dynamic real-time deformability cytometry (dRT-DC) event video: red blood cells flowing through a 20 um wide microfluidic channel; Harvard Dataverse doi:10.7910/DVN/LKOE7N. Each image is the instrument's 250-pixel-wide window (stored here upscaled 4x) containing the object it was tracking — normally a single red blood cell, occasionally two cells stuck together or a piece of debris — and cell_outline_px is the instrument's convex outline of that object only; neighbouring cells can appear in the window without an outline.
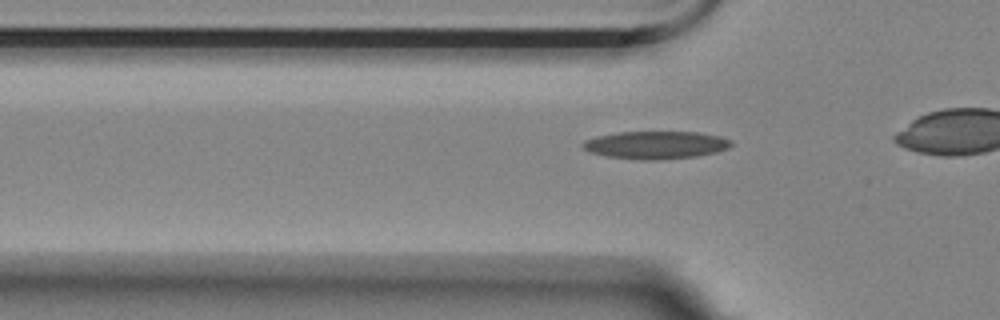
{"species": "Egyptian fruit bat (a non-hibernating species)", "species_latin": "Rousettus aegyptiacus", "temperature_condition": "room temperature", "stored_images_in_passage": 40, "camera_frame_rate_fps": 3000, "um_per_image_px": 0.085, "animal": {"sex": "female"}, "frame": {"image": 1, "passage_image": 14, "time_ms": 4.333, "image_size_px": [1000, 320], "cell_outline_px": [[732, 144], [728, 148], [716, 152], [696, 156], [656, 160], [640, 160], [608, 156], [588, 152], [580, 144], [584, 140], [596, 136], [616, 132], [696, 132], [720, 136], [732, 140]], "centroid_in_image_um": [55.71, 12.32], "position_along_channel_um": 70.1, "area_um2": 24.04}}
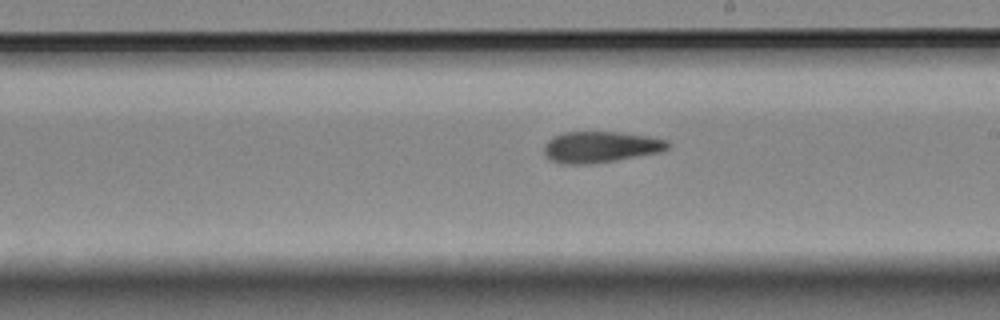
{"frame": {"image": 2, "passage_image": 28, "time_ms": 9.0, "image_size_px": [1000, 320], "cell_outline_px": [[672, 144], [668, 148], [660, 152], [616, 160], [592, 164], [560, 164], [548, 160], [544, 152], [544, 144], [552, 136], [564, 132], [620, 132], [648, 136], [668, 140]], "centroid_in_image_um": [51.02, 12.5], "position_along_channel_um": 238.0, "area_um2": 22.77}}
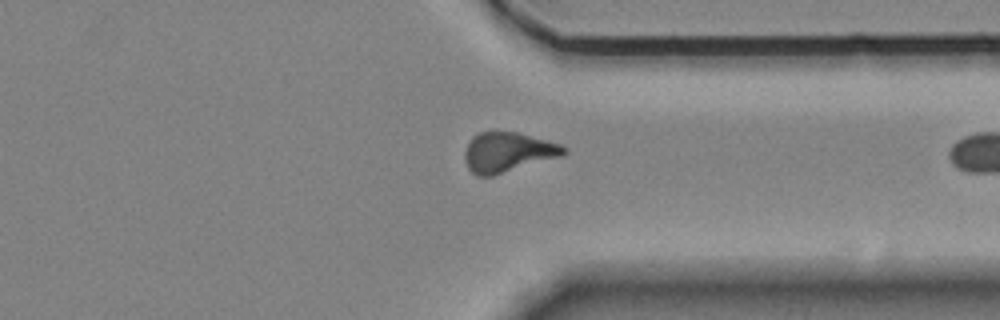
{"frame": {"image": 3, "passage_image": 39, "time_ms": 12.667, "image_size_px": [1000, 320], "cell_outline_px": [[568, 152], [564, 156], [492, 176], [476, 176], [468, 168], [464, 160], [464, 152], [472, 136], [480, 132], [492, 128], [496, 128], [516, 132], [548, 140], [560, 144], [568, 148]], "centroid_in_image_um": [43.17, 12.9], "position_along_channel_um": 368.2, "area_um2": 23.81}}